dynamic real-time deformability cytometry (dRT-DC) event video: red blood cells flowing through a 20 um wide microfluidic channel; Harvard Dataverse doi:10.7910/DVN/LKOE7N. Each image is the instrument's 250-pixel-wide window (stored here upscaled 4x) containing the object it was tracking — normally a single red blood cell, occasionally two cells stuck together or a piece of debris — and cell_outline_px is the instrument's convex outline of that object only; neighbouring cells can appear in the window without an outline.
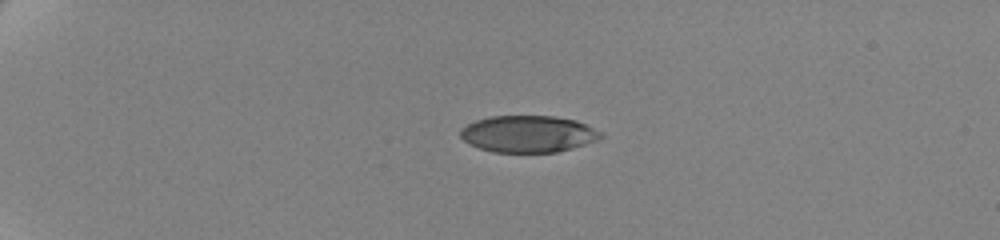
{"species": "human", "species_latin": "Homo sapiens", "temperature_condition": "cold", "stored_images_in_passage": 45, "camera_frame_rate_fps": 3000, "um_per_image_px": 0.085, "donor": {"sex": "female"}, "frame": {"image": 1, "passage_image": 1, "time_ms": 0.0, "image_size_px": [1000, 240], "cell_outline_px": [[604, 136], [596, 140], [572, 148], [556, 152], [492, 152], [468, 144], [460, 136], [460, 128], [476, 120], [488, 116], [556, 116], [576, 120], [604, 132]], "centroid_in_image_um": [44.89, 11.38], "position_along_channel_um": 40.1, "area_um2": 30.23}}
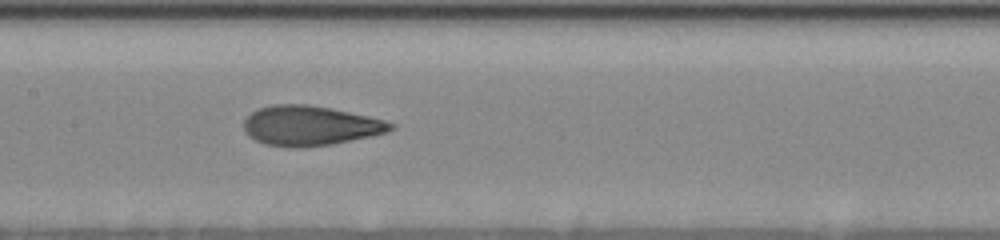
{"frame": {"image": 2, "passage_image": 19, "time_ms": 6.0, "image_size_px": [1000, 240], "cell_outline_px": [[396, 128], [388, 132], [372, 136], [332, 144], [304, 148], [288, 148], [264, 144], [248, 136], [244, 132], [244, 120], [252, 112], [260, 108], [272, 104], [308, 104], [332, 108], [368, 116], [384, 120], [396, 124]], "centroid_in_image_um": [26.37, 10.69], "position_along_channel_um": 181.0, "area_um2": 34.45}}
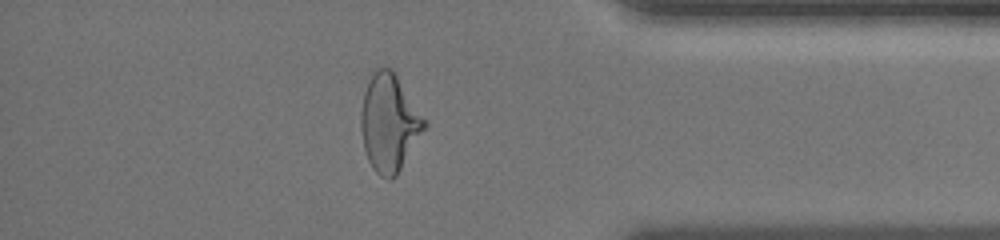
{"frame": {"image": 3, "passage_image": 39, "time_ms": 12.667, "image_size_px": [1000, 240], "cell_outline_px": [[428, 124], [396, 176], [392, 180], [388, 180], [380, 176], [372, 168], [368, 160], [364, 148], [360, 128], [360, 112], [364, 92], [372, 72], [376, 68], [392, 68], [396, 72], [428, 120]], "centroid_in_image_um": [33.1, 10.41], "position_along_channel_um": 402.1, "area_um2": 36.65}, "authors_computed_cell_mechanics": {"area_um2": 33.524, "velocity_mm_per_s": 3.5122, "shape_relaxation_time_tau1_ms": 4.5943, "shape_relaxation_time_tau2_ms": 1.1, "deformation_change_tau1": 0.1705, "deformation_change_tau2": 0.0772}}